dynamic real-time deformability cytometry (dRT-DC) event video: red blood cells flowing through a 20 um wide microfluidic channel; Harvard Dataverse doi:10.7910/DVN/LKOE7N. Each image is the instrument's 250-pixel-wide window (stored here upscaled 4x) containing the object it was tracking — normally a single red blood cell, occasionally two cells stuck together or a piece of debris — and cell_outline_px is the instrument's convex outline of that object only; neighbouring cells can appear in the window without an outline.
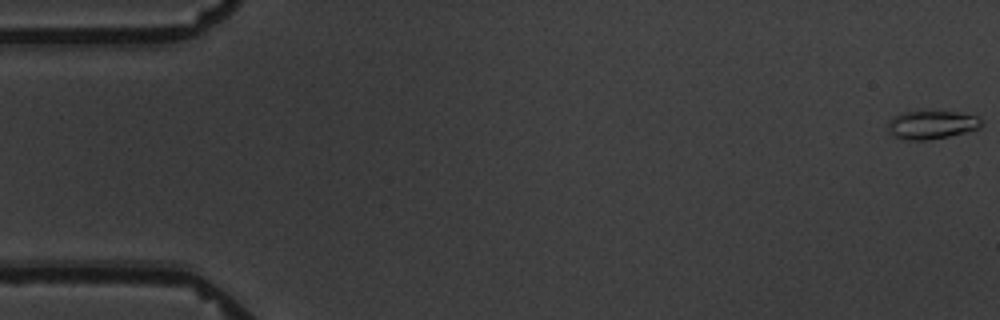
{"species": "common noctule bat (a hibernating species)", "species_latin": "Nyctalus noctula", "temperature_condition": "warm", "stored_images_in_passage": 6, "camera_frame_rate_fps": 3000, "um_per_image_px": 0.085, "animal": {"sex": "male", "body_mass_g": 19.5, "forearm_length_mm": 54.6}, "frame": {"image": 1, "passage_image": 1, "time_ms": 0.0, "image_size_px": [1000, 320], "cell_outline_px": [[984, 124], [980, 128], [948, 136], [928, 140], [900, 140], [892, 136], [888, 132], [888, 120], [892, 116], [904, 112], [956, 112], [976, 116], [984, 120]], "centroid_in_image_um": [79.16, 10.62], "position_along_channel_um": 5.8, "area_um2": 15.61}}
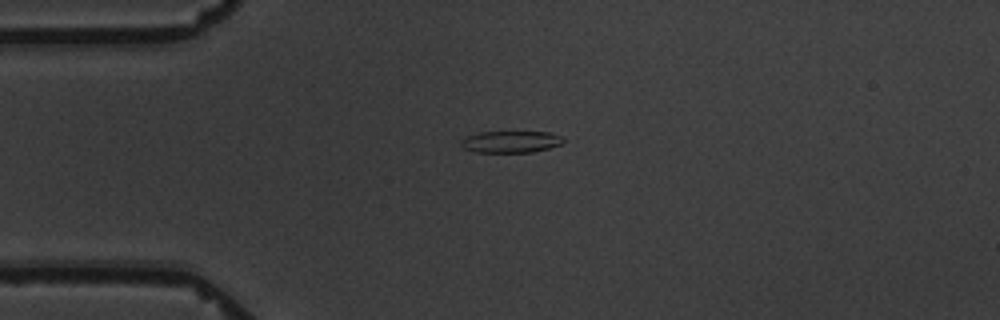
{"frame": {"image": 2, "passage_image": 5, "time_ms": 4.667, "image_size_px": [1000, 320], "cell_outline_px": [[564, 140], [560, 144], [548, 148], [532, 152], [476, 152], [464, 148], [460, 144], [460, 140], [468, 136], [480, 132], [548, 132], [560, 136]], "centroid_in_image_um": [43.39, 12.05], "position_along_channel_um": 41.6, "area_um2": 12.77}}